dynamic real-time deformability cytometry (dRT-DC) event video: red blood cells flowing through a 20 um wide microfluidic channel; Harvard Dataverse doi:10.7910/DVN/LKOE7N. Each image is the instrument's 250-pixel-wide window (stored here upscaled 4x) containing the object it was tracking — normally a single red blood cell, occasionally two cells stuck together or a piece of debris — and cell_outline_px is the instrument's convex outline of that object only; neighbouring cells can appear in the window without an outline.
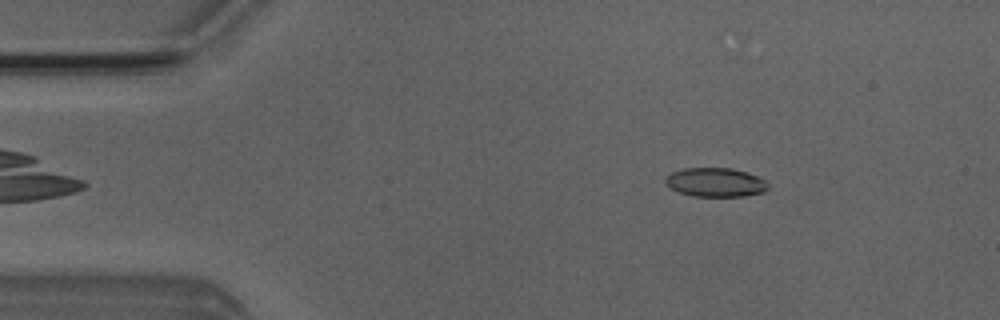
{"species": "Egyptian fruit bat (a non-hibernating species)", "species_latin": "Rousettus aegyptiacus", "temperature_condition": "room temperature", "stored_images_in_passage": 5, "camera_frame_rate_fps": 3000, "um_per_image_px": 0.085, "animal": {"sex": "male"}, "frame": {"image": 1, "passage_image": 5, "time_ms": 4.667, "image_size_px": [1000, 320], "cell_outline_px": [[768, 188], [764, 192], [744, 196], [692, 196], [680, 192], [672, 188], [664, 180], [664, 176], [672, 172], [684, 168], [732, 168], [756, 176], [764, 180], [768, 184]], "centroid_in_image_um": [60.8, 15.49], "position_along_channel_um": 24.2, "area_um2": 17.17}}